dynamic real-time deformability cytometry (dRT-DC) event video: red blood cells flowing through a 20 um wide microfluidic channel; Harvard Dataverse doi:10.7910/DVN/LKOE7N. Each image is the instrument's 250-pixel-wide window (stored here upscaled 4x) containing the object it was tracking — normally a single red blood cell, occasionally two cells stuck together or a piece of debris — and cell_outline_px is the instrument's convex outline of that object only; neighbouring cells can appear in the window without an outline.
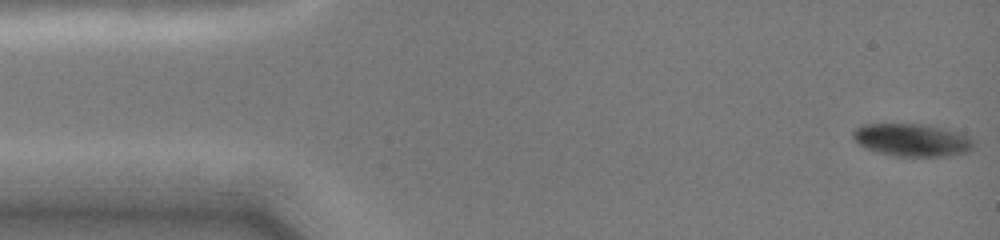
{"species": "common noctule bat (a hibernating species)", "species_latin": "Nyctalus noctula", "temperature_condition": "cold", "stored_images_in_passage": 55, "camera_frame_rate_fps": 3000, "um_per_image_px": 0.085, "animal": {"sex": "female", "body_mass_g": 19.0, "forearm_length_mm": 51.5}, "frame": {"image": 1, "passage_image": 1, "time_ms": 0.0, "image_size_px": [1000, 240], "cell_outline_px": [[976, 148], [968, 152], [948, 156], [896, 156], [864, 148], [852, 136], [852, 132], [856, 128], [864, 124], [928, 124], [944, 128], [968, 136], [976, 140]], "centroid_in_image_um": [77.6, 11.9], "position_along_channel_um": 7.4, "area_um2": 23.18}}
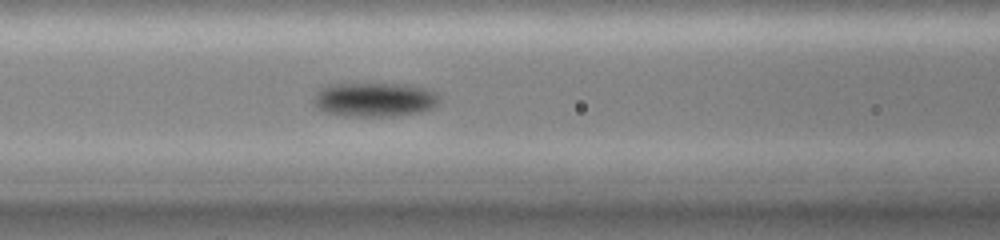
{"frame": {"image": 2, "passage_image": 20, "time_ms": 6.0, "image_size_px": [1000, 240], "cell_outline_px": [[440, 100], [432, 108], [420, 112], [396, 116], [344, 116], [320, 112], [312, 104], [312, 100], [316, 92], [324, 84], [408, 84], [428, 88], [436, 92], [440, 96]], "centroid_in_image_um": [31.79, 8.46], "position_along_channel_um": 134.8, "area_um2": 25.72}}
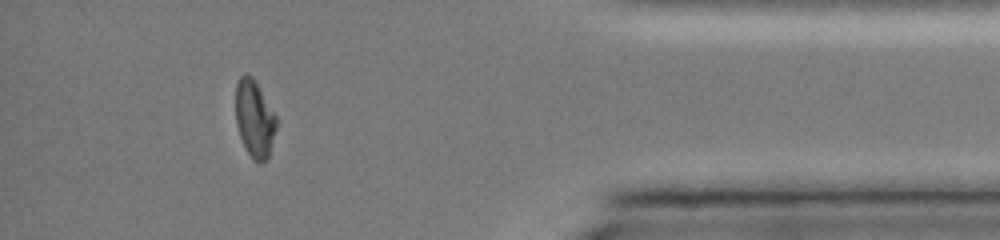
{"frame": {"image": 3, "passage_image": 50, "time_ms": 13.667, "image_size_px": [1000, 240], "cell_outline_px": [[276, 128], [268, 160], [260, 164], [248, 152], [240, 136], [236, 124], [236, 80], [240, 76], [252, 76], [276, 116]], "centroid_in_image_um": [21.63, 10.11], "position_along_channel_um": 413.6, "area_um2": 17.98}}